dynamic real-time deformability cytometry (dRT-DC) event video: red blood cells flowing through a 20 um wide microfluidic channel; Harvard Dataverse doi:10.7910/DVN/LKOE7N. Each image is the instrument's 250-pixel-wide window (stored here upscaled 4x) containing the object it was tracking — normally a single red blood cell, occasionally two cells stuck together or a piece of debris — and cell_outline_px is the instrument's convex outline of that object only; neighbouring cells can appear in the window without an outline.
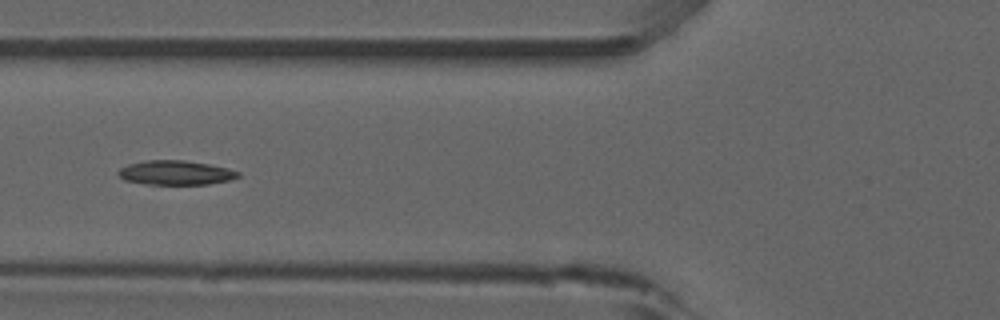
{"species": "common noctule bat (a hibernating species)", "species_latin": "Nyctalus noctula", "temperature_condition": "room temperature", "stored_images_in_passage": 4, "camera_frame_rate_fps": 3000, "um_per_image_px": 0.085, "animal": {"sex": "male", "forearm_length_mm": 52.5}, "frame": {"image": 1, "passage_image": 4, "time_ms": 4.333, "image_size_px": [1000, 320], "cell_outline_px": [[240, 176], [228, 180], [208, 184], [148, 184], [124, 180], [116, 172], [120, 168], [128, 164], [148, 160], [184, 160], [208, 164], [228, 168], [240, 172]], "centroid_in_image_um": [14.92, 14.67], "position_along_channel_um": 110.9, "area_um2": 16.88}}